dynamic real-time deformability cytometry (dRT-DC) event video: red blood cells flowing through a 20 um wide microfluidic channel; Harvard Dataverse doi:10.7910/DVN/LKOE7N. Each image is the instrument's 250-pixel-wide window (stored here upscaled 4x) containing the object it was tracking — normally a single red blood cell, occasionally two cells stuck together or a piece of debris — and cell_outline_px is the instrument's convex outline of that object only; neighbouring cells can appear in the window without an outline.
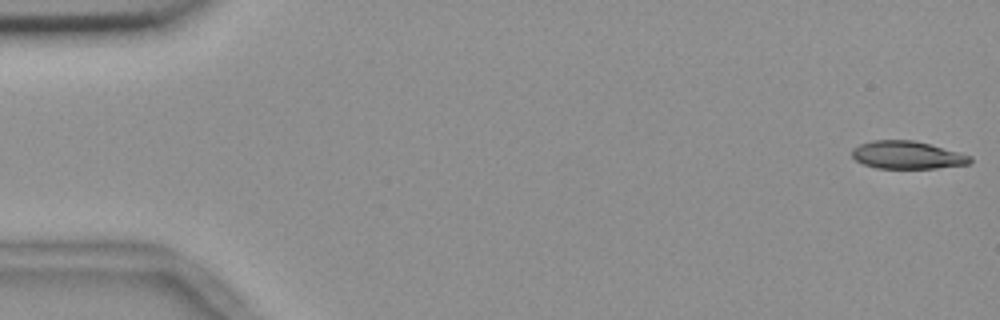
{"species": "common noctule bat (a hibernating species)", "species_latin": "Nyctalus noctula", "temperature_condition": "room temperature", "stored_images_in_passage": 15, "camera_frame_rate_fps": 3000, "um_per_image_px": 0.085, "animal": {"sex": "female", "body_mass_g": 18.4}, "frame": {"image": 1, "passage_image": 1, "time_ms": 0.0, "image_size_px": [1000, 320], "cell_outline_px": [[972, 160], [968, 164], [936, 168], [876, 168], [864, 164], [856, 160], [852, 156], [852, 148], [860, 144], [872, 140], [916, 140], [972, 156]], "centroid_in_image_um": [77.1, 13.17], "position_along_channel_um": 7.9, "area_um2": 19.07}}
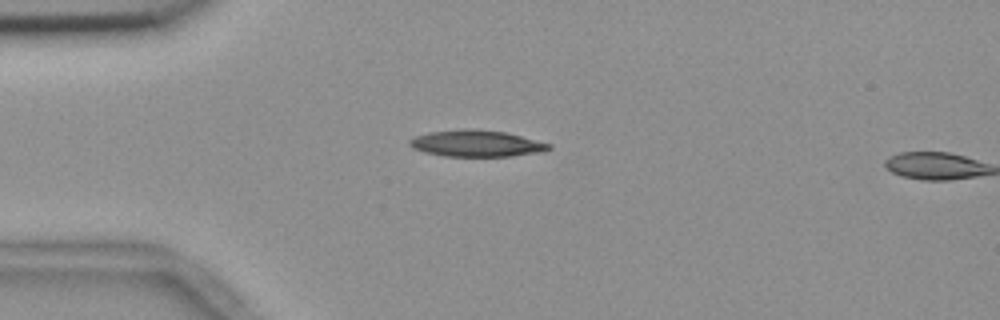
{"frame": {"image": 2, "passage_image": 14, "time_ms": 4.333, "image_size_px": [1000, 320], "cell_outline_px": [[552, 148], [544, 152], [512, 156], [444, 156], [424, 152], [412, 148], [408, 144], [408, 140], [416, 136], [428, 132], [464, 128], [472, 128], [504, 132], [552, 144]], "centroid_in_image_um": [40.49, 12.19], "position_along_channel_um": 44.5, "area_um2": 21.68}}